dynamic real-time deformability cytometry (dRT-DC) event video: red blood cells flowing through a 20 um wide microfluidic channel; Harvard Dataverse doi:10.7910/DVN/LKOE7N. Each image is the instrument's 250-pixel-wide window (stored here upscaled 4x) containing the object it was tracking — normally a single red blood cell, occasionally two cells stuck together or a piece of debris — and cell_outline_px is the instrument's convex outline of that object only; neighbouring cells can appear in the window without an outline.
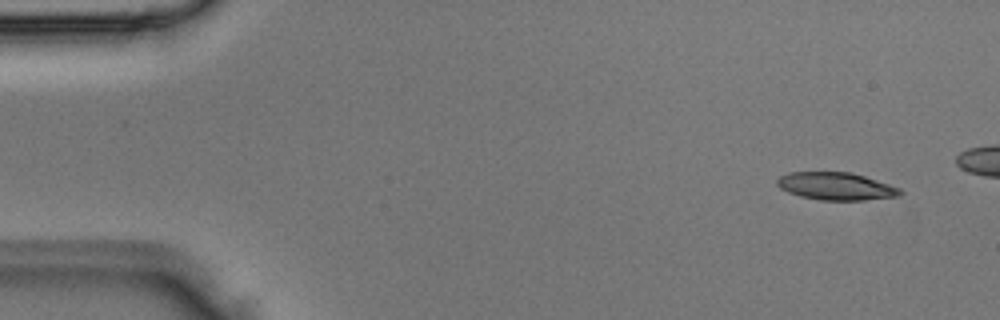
{"species": "Egyptian fruit bat (a non-hibernating species)", "species_latin": "Rousettus aegyptiacus", "temperature_condition": "room temperature", "stored_images_in_passage": 4, "camera_frame_rate_fps": 3000, "um_per_image_px": 0.085, "animal": {"sex": "male"}, "frame": {"image": 1, "passage_image": 1, "time_ms": 0.0, "image_size_px": [1000, 320], "cell_outline_px": [[904, 192], [900, 196], [864, 200], [820, 200], [800, 196], [788, 192], [780, 188], [776, 184], [776, 180], [780, 176], [788, 172], [852, 172], [900, 188]], "centroid_in_image_um": [71.05, 15.83], "position_along_channel_um": 13.9, "area_um2": 19.83}}
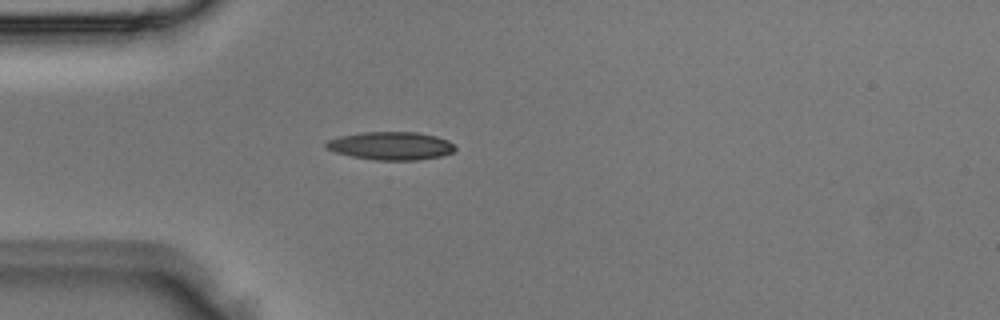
{"frame": {"image": 2, "passage_image": 4, "time_ms": 1.0, "image_size_px": [1000, 320], "cell_outline_px": [[456, 148], [452, 152], [440, 156], [416, 160], [376, 160], [352, 156], [336, 152], [324, 148], [324, 144], [328, 140], [340, 136], [360, 132], [416, 132], [436, 136], [448, 140]], "centroid_in_image_um": [33.2, 12.39], "position_along_channel_um": 51.8, "area_um2": 21.04}}